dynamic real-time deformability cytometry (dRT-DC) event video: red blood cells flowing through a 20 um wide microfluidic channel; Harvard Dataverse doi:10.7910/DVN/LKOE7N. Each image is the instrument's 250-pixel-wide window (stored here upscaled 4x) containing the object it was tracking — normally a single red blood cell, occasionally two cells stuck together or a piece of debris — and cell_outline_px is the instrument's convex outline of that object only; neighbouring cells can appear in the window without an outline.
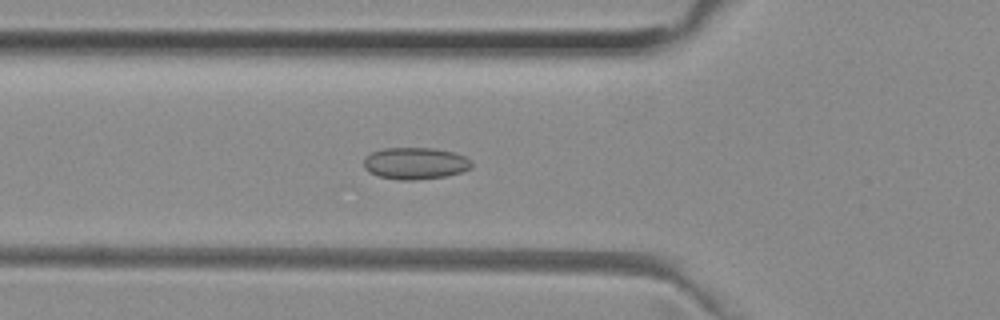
{"species": "common noctule bat (a hibernating species)", "species_latin": "Nyctalus noctula", "temperature_condition": "room temperature", "stored_images_in_passage": 52, "camera_frame_rate_fps": 3000, "um_per_image_px": 0.085, "animal": {"sex": "female", "body_mass_g": 29.2, "forearm_length_mm": 56.3}, "frame": {"image": 1, "passage_image": 18, "time_ms": 5.667, "image_size_px": [1000, 320], "cell_outline_px": [[472, 168], [448, 176], [416, 180], [400, 180], [380, 176], [368, 172], [364, 168], [364, 156], [372, 152], [384, 148], [436, 148], [456, 152], [472, 160]], "centroid_in_image_um": [35.32, 13.88], "position_along_channel_um": 90.5, "area_um2": 20.29}}
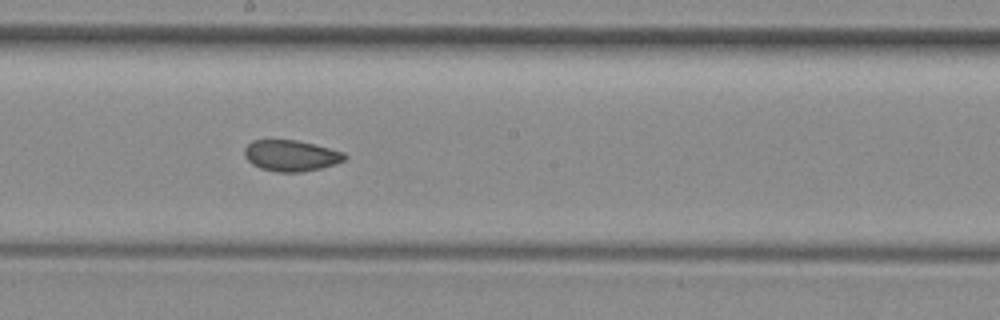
{"frame": {"image": 2, "passage_image": 28, "time_ms": 9.0, "image_size_px": [1000, 320], "cell_outline_px": [[348, 156], [344, 160], [320, 168], [300, 172], [276, 172], [260, 168], [252, 164], [244, 156], [244, 148], [252, 140], [296, 140], [344, 152]], "centroid_in_image_um": [24.69, 13.23], "position_along_channel_um": 223.5, "area_um2": 17.98}}
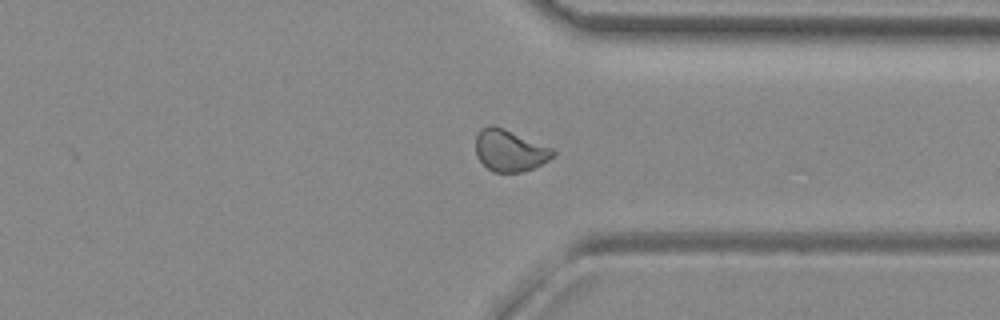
{"frame": {"image": 3, "passage_image": 39, "time_ms": 12.667, "image_size_px": [1000, 320], "cell_outline_px": [[556, 152], [548, 160], [532, 168], [520, 172], [492, 172], [476, 156], [476, 136], [480, 128], [488, 124], [492, 124], [504, 128], [552, 148]], "centroid_in_image_um": [43.29, 12.77], "position_along_channel_um": 368.1, "area_um2": 18.67}, "authors_computed_cell_mechanics": {"area_um2": 19.1607, "velocity_mm_per_s": 3.9781, "shape_relaxation_time_tau1_ms": null, "shape_relaxation_time_tau2_ms": 1.9062, "deformation_change_tau1": null, "deformation_change_tau2": 0.0632}}